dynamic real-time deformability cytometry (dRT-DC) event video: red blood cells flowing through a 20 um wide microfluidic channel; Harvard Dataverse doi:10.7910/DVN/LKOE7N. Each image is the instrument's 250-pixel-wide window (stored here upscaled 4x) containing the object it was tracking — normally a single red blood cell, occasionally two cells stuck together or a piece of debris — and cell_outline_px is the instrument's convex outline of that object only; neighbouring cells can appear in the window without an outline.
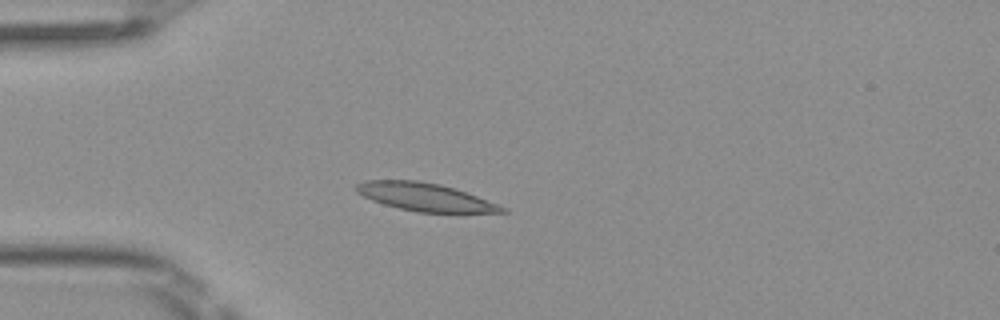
{"species": "Egyptian fruit bat (a non-hibernating species)", "species_latin": "Rousettus aegyptiacus", "temperature_condition": "room temperature", "stored_images_in_passage": 3, "camera_frame_rate_fps": 3000, "um_per_image_px": 0.085, "frame": {"image": 1, "passage_image": 3, "time_ms": 0.667, "image_size_px": [1000, 320], "cell_outline_px": [[508, 212], [416, 212], [384, 204], [372, 200], [356, 192], [356, 184], [364, 180], [416, 180], [440, 184], [456, 188], [500, 204], [508, 208]], "centroid_in_image_um": [36.16, 16.74], "position_along_channel_um": 48.8, "area_um2": 23.76}}